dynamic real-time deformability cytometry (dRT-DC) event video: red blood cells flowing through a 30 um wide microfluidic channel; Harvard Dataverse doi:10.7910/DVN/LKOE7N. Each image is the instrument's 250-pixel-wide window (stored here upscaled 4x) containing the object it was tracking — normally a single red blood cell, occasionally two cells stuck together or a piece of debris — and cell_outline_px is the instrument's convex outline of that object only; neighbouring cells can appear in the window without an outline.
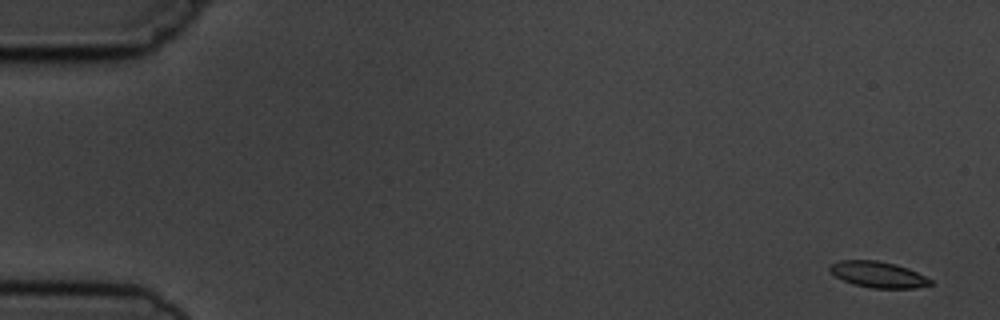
{"species": "common noctule bat (a hibernating species)", "species_latin": "Nyctalus noctula", "temperature_condition": "cold", "stored_images_in_passage": 8, "camera_frame_rate_fps": 3000, "um_per_image_px": 0.085, "animal": {"sex": "male", "body_mass_g": 19.5, "forearm_length_mm": 54.6}, "frame": {"image": 1, "passage_image": 1, "time_ms": 0.0, "image_size_px": [1000, 320], "cell_outline_px": [[932, 284], [916, 288], [872, 288], [852, 284], [836, 276], [828, 268], [832, 264], [840, 260], [876, 260], [896, 264], [908, 268], [932, 280]], "centroid_in_image_um": [74.65, 23.33], "position_along_channel_um": 10.4, "area_um2": 15.14}}
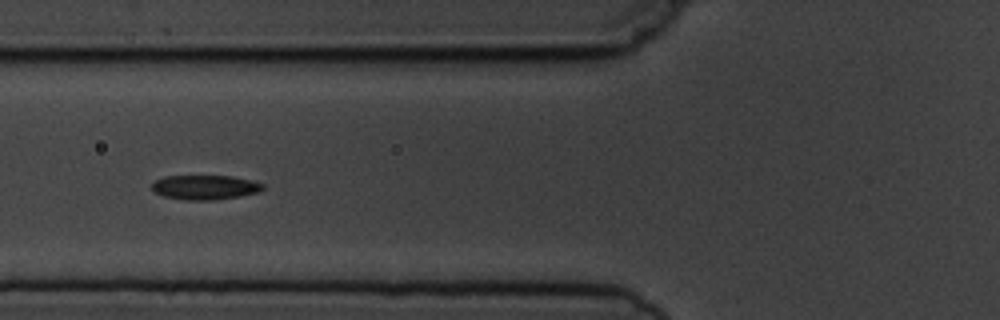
{"frame": {"image": 2, "passage_image": 6, "time_ms": 6.333, "image_size_px": [1000, 320], "cell_outline_px": [[264, 188], [260, 192], [240, 196], [216, 200], [184, 200], [164, 196], [152, 192], [152, 184], [156, 180], [164, 176], [232, 176], [252, 180], [264, 184]], "centroid_in_image_um": [17.43, 15.92], "position_along_channel_um": 108.4, "area_um2": 16.01}}
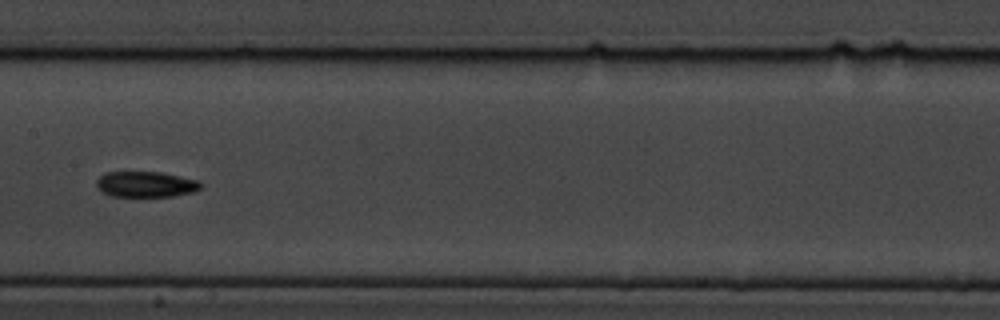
{"frame": {"image": 3, "passage_image": 8, "time_ms": 8.667, "image_size_px": [1000, 320], "cell_outline_px": [[204, 184], [200, 188], [192, 192], [172, 196], [112, 196], [100, 192], [96, 184], [96, 180], [104, 172], [160, 172], [200, 180]], "centroid_in_image_um": [12.39, 15.66], "position_along_channel_um": 195.0, "area_um2": 15.72}}